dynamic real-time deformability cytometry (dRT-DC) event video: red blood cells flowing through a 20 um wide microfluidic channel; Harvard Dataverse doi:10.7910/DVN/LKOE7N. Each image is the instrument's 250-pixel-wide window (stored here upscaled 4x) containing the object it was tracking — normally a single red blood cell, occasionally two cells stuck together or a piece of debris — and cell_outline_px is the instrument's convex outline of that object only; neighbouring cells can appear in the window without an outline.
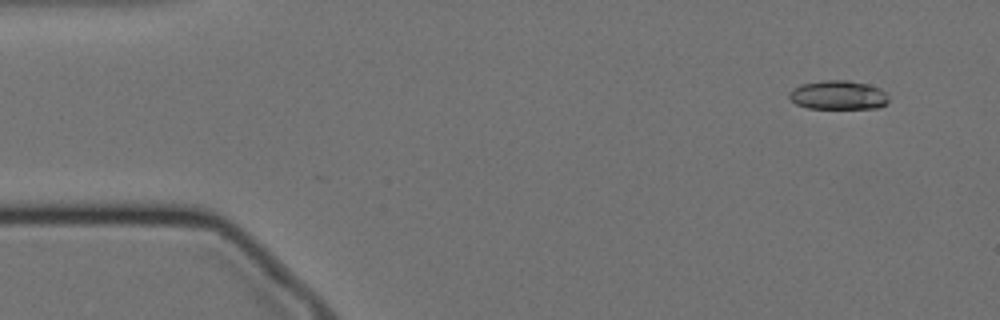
{"species": "Egyptian fruit bat (a non-hibernating species)", "species_latin": "Rousettus aegyptiacus", "temperature_condition": "cold", "stored_images_in_passage": 57, "camera_frame_rate_fps": 3000, "um_per_image_px": 0.085, "animal": {"sex": "female"}, "frame": {"image": 1, "passage_image": 4, "time_ms": 1.0, "image_size_px": [1000, 320], "cell_outline_px": [[888, 104], [876, 108], [808, 108], [796, 104], [788, 96], [788, 92], [792, 88], [800, 84], [824, 80], [848, 80], [868, 84], [880, 88], [888, 96]], "centroid_in_image_um": [71.24, 8.07], "position_along_channel_um": 13.8, "area_um2": 16.94}}
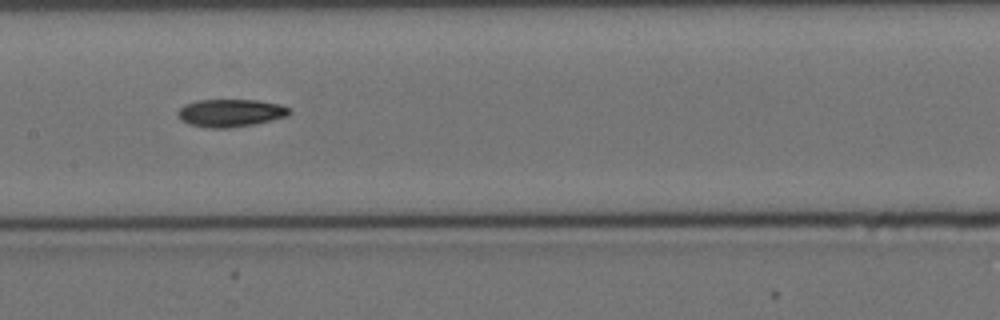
{"frame": {"image": 2, "passage_image": 27, "time_ms": 8.667, "image_size_px": [1000, 320], "cell_outline_px": [[292, 112], [288, 116], [272, 120], [252, 124], [228, 128], [212, 128], [188, 124], [180, 120], [176, 116], [176, 112], [184, 104], [196, 100], [256, 100], [280, 104], [292, 108]], "centroid_in_image_um": [19.58, 9.59], "position_along_channel_um": 187.8, "area_um2": 18.21}}
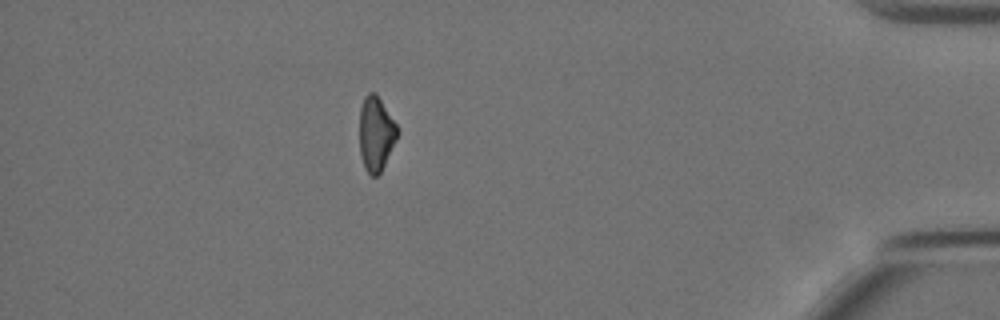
{"frame": {"image": 3, "passage_image": 50, "time_ms": 16.333, "image_size_px": [1000, 320], "cell_outline_px": [[396, 140], [380, 172], [376, 176], [372, 176], [364, 168], [360, 156], [360, 108], [364, 96], [368, 92], [376, 92], [396, 124]], "centroid_in_image_um": [31.92, 11.34], "position_along_channel_um": 403.3, "area_um2": 16.18}, "authors_computed_cell_mechanics": {"area_um2": 17.2244, "velocity_mm_per_s": 3.4889, "shape_relaxation_time_tau1_ms": 10.1857, "shape_relaxation_time_tau2_ms": null, "deformation_change_tau1": 0.1991, "deformation_change_tau2": null}}